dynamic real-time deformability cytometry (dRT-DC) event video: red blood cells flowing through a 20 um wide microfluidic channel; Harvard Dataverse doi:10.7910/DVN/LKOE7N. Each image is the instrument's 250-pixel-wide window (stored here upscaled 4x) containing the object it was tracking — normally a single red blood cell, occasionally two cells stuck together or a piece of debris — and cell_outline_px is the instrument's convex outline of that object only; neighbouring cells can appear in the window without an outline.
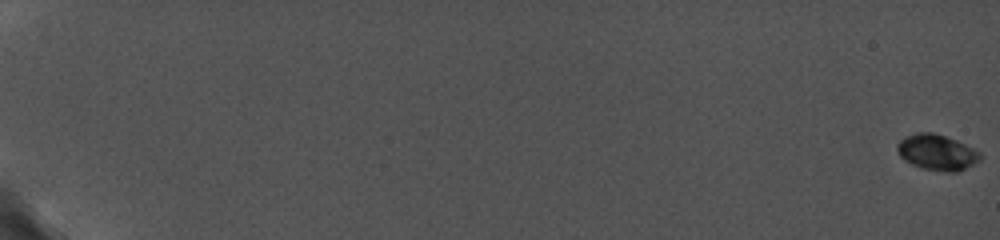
{"species": "common noctule bat (a hibernating species)", "species_latin": "Nyctalus noctula", "temperature_condition": "cold", "stored_images_in_passage": 27, "camera_frame_rate_fps": 5000, "um_per_image_px": 0.085, "animal": {"sex": "female", "body_mass_g": 19.0, "forearm_length_mm": 56.7}, "frame": {"image": 1, "passage_image": 1, "time_ms": 0.0, "image_size_px": [1000, 240], "cell_outline_px": [[980, 160], [956, 172], [948, 172], [920, 168], [904, 160], [900, 156], [896, 148], [896, 144], [904, 136], [920, 132], [932, 132], [956, 140], [980, 152]], "centroid_in_image_um": [79.59, 12.94], "position_along_channel_um": 5.4, "area_um2": 17.11}}
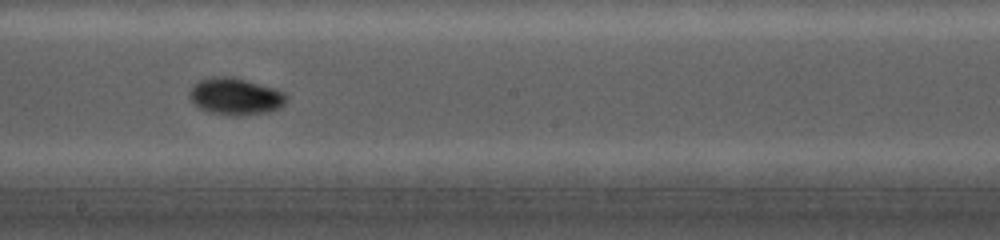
{"frame": {"image": 2, "passage_image": 20, "time_ms": 12.4, "image_size_px": [1000, 240], "cell_outline_px": [[288, 100], [280, 108], [268, 112], [240, 116], [232, 116], [208, 112], [200, 108], [188, 96], [192, 88], [200, 80], [212, 76], [232, 76], [276, 88], [284, 92], [288, 96]], "centroid_in_image_um": [20.06, 8.2], "position_along_channel_um": 228.1, "area_um2": 21.04}}
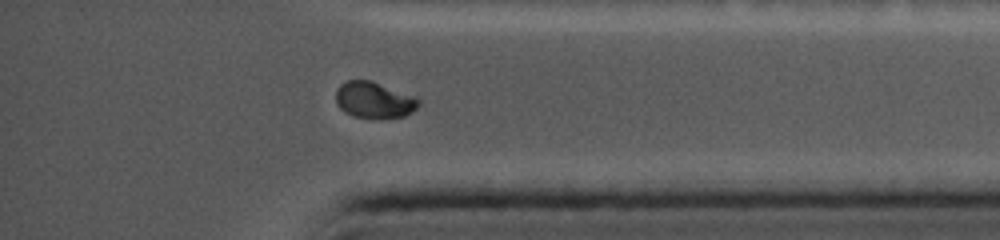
{"frame": {"image": 3, "passage_image": 27, "time_ms": 17.0, "image_size_px": [1000, 240], "cell_outline_px": [[420, 104], [412, 112], [404, 116], [352, 116], [344, 112], [336, 104], [336, 88], [340, 84], [348, 80], [368, 80], [416, 96], [420, 100]], "centroid_in_image_um": [31.78, 8.47], "position_along_channel_um": 403.4, "area_um2": 17.11}}